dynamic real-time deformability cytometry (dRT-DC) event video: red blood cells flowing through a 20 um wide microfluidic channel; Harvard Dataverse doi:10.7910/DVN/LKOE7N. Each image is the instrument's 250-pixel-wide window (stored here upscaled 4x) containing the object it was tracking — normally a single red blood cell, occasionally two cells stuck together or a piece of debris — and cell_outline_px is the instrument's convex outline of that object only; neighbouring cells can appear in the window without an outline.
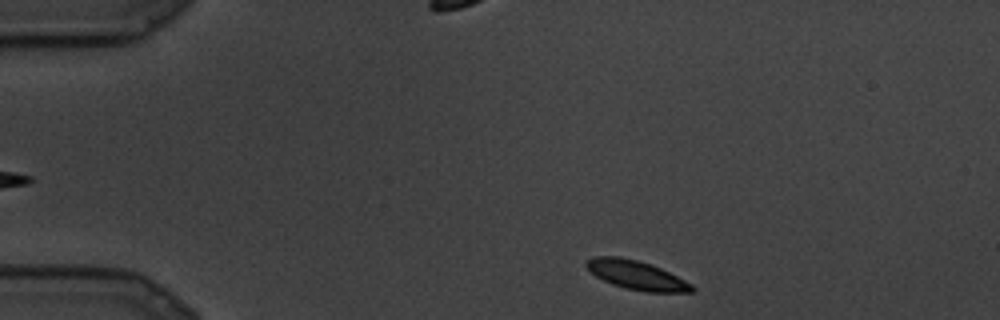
{"species": "common noctule bat (a hibernating species)", "species_latin": "Nyctalus noctula", "temperature_condition": "cold", "stored_images_in_passage": 7, "segment_of_instrument_passage": [2, 2], "camera_frame_rate_fps": 3000, "um_per_image_px": 0.085, "animal": {"sex": "male", "body_mass_g": 19.5, "forearm_length_mm": 54.6}, "frame": {"image": 1, "passage_image": 7, "time_ms": 2.0, "image_size_px": [1000, 320], "cell_outline_px": [[696, 288], [692, 292], [644, 292], [612, 284], [596, 276], [584, 264], [592, 256], [620, 256], [652, 264], [692, 284]], "centroid_in_image_um": [54.11, 23.38], "position_along_channel_um": 30.9, "area_um2": 17.63}}